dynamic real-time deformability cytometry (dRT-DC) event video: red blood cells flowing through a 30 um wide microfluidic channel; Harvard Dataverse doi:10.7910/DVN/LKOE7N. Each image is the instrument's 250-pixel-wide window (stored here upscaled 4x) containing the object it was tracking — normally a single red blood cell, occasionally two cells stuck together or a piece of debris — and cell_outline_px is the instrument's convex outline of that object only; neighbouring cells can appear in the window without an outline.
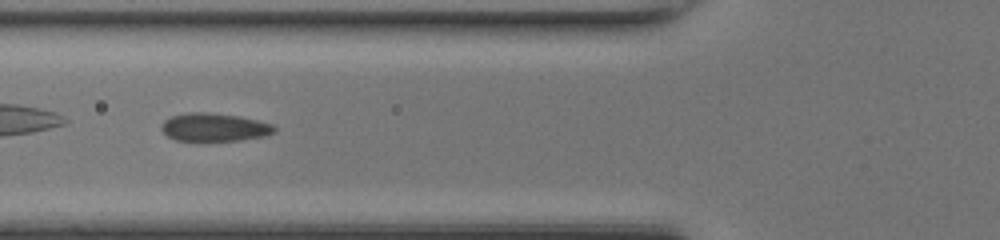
{"species": "common noctule bat (a hibernating species)", "species_latin": "Nyctalus noctula", "temperature_condition": "room temperature", "stored_images_in_passage": 45, "camera_frame_rate_fps": 3000, "um_per_image_px": 0.085, "animal": {"sex": "female", "body_mass_g": 17.0, "forearm_length_mm": 48.0}, "frame": {"image": 1, "passage_image": 15, "time_ms": 4.667, "image_size_px": [1000, 240], "cell_outline_px": [[276, 132], [264, 136], [240, 140], [176, 140], [168, 136], [160, 128], [164, 120], [172, 116], [188, 112], [204, 112], [240, 116], [272, 124], [276, 128]], "centroid_in_image_um": [18.22, 10.81], "position_along_channel_um": 107.6, "area_um2": 18.32}}
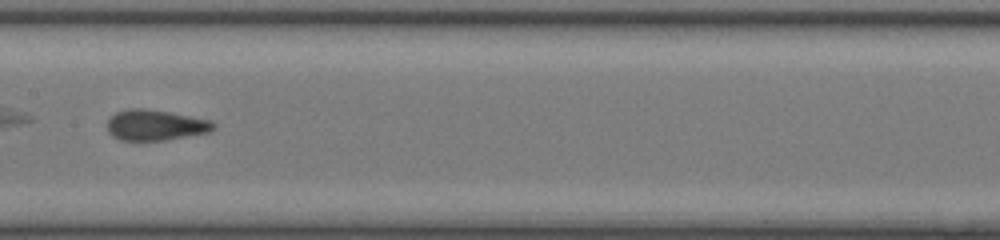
{"frame": {"image": 2, "passage_image": 21, "time_ms": 6.667, "image_size_px": [1000, 240], "cell_outline_px": [[216, 128], [208, 132], [164, 140], [120, 140], [112, 136], [108, 132], [108, 120], [116, 112], [128, 108], [144, 108], [168, 112], [212, 120], [216, 124]], "centroid_in_image_um": [13.21, 10.63], "position_along_channel_um": 194.2, "area_um2": 18.9}}
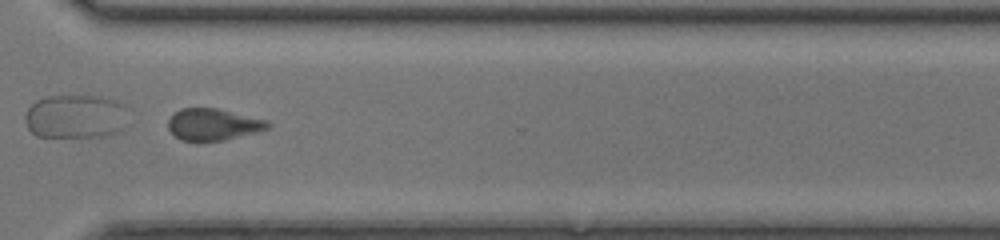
{"frame": {"image": 3, "passage_image": 32, "time_ms": 10.333, "image_size_px": [1000, 240], "cell_outline_px": [[272, 124], [268, 128], [256, 132], [224, 140], [180, 140], [168, 128], [168, 120], [180, 108], [216, 108], [268, 120]], "centroid_in_image_um": [18.14, 10.56], "position_along_channel_um": 352.5, "area_um2": 18.15}, "authors_computed_cell_mechanics": {"area_um2": 19.1318, "velocity_mm_per_s": 4.3212, "shape_relaxation_time_tau1_ms": 4.5431, "shape_relaxation_time_tau2_ms": 0.8614, "deformation_change_tau1": 0.1251, "deformation_change_tau2": 0.0717}}